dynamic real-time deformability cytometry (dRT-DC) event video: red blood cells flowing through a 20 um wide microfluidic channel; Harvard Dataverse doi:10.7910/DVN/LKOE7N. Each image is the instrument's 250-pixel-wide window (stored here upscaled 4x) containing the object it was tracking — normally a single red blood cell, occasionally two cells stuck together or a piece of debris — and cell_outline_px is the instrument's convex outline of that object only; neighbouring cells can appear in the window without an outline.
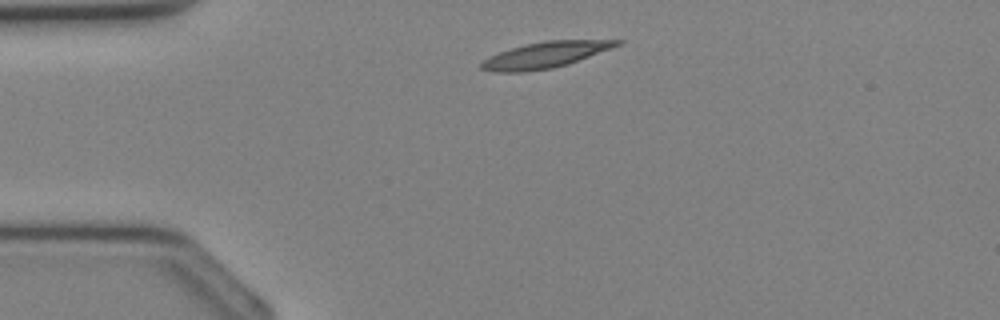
{"species": "Egyptian fruit bat (a non-hibernating species)", "species_latin": "Rousettus aegyptiacus", "temperature_condition": "cold", "stored_images_in_passage": 31, "camera_frame_rate_fps": 3000, "um_per_image_px": 0.085, "animal": {"sex": "female"}, "frame": {"image": 1, "passage_image": 3, "time_ms": 0.667, "image_size_px": [1000, 320], "cell_outline_px": [[624, 40], [620, 44], [568, 64], [552, 68], [528, 72], [492, 72], [480, 68], [480, 64], [488, 56], [524, 44], [548, 40]], "centroid_in_image_um": [46.28, 4.68], "position_along_channel_um": 38.7, "area_um2": 20.35}}
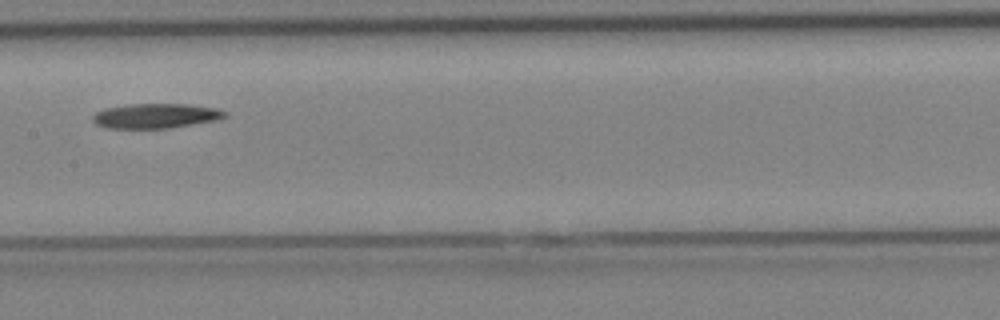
{"frame": {"image": 2, "passage_image": 13, "time_ms": 4.0, "image_size_px": [1000, 320], "cell_outline_px": [[228, 116], [216, 120], [168, 128], [108, 128], [96, 124], [92, 120], [92, 116], [96, 112], [104, 108], [128, 104], [188, 104], [216, 108], [228, 112]], "centroid_in_image_um": [13.23, 9.84], "position_along_channel_um": 194.2, "area_um2": 19.07}}
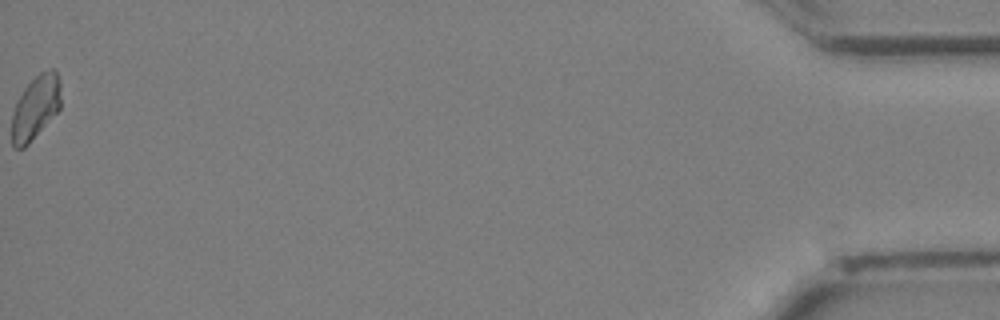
{"frame": {"image": 3, "passage_image": 31, "time_ms": 10.0, "image_size_px": [1000, 320], "cell_outline_px": [[60, 108], [28, 144], [24, 148], [12, 148], [12, 112], [16, 100], [24, 88], [40, 72], [48, 68], [56, 68], [60, 80]], "centroid_in_image_um": [3.01, 9.1], "position_along_channel_um": 432.2, "area_um2": 18.32}}